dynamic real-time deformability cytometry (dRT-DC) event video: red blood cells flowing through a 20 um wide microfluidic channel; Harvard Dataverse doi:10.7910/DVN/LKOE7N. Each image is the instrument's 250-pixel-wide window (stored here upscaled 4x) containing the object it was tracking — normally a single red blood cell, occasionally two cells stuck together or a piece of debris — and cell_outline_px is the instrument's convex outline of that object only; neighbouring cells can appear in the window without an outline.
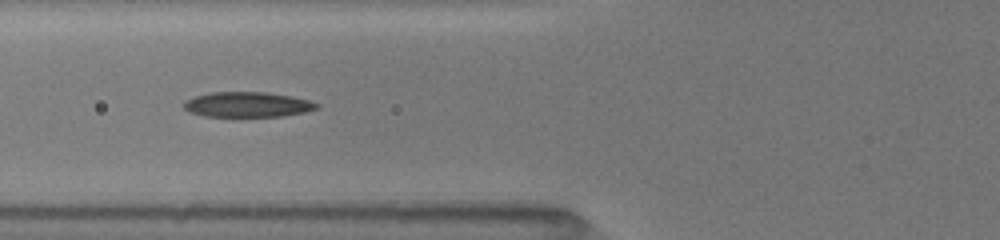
{"species": "common noctule bat (a hibernating species)", "species_latin": "Nyctalus noctula", "temperature_condition": "room temperature", "stored_images_in_passage": 16, "camera_frame_rate_fps": 3000, "um_per_image_px": 0.085, "animal": {"sex": "female", "body_mass_g": 19.5, "forearm_length_mm": 54.1}, "frame": {"image": 1, "passage_image": 5, "time_ms": 1.333, "image_size_px": [1000, 240], "cell_outline_px": [[320, 108], [304, 112], [280, 116], [204, 116], [188, 112], [184, 108], [184, 100], [196, 96], [212, 92], [268, 92], [292, 96], [308, 100], [320, 104]], "centroid_in_image_um": [21.04, 8.88], "position_along_channel_um": 104.8, "area_um2": 19.48}}